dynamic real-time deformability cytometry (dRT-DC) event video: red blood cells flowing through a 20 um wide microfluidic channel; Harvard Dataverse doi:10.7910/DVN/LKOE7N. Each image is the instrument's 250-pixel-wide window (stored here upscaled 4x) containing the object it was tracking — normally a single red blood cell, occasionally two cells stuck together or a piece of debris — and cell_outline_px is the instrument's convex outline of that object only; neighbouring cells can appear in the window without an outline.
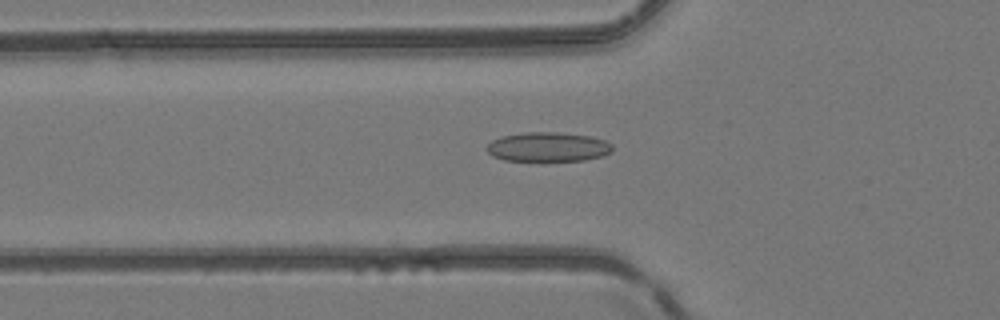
{"species": "common noctule bat (a hibernating species)", "species_latin": "Nyctalus noctula", "temperature_condition": "room temperature", "stored_images_in_passage": 51, "camera_frame_rate_fps": 3000, "um_per_image_px": 0.085, "animal": {"sex": "female", "body_mass_g": 24.6, "forearm_length_mm": 56.2}, "frame": {"image": 1, "passage_image": 18, "time_ms": 5.667, "image_size_px": [1000, 320], "cell_outline_px": [[612, 152], [604, 156], [584, 160], [540, 164], [504, 160], [492, 156], [484, 148], [492, 140], [500, 136], [524, 132], [556, 132], [592, 136], [604, 140], [612, 144]], "centroid_in_image_um": [46.55, 12.54], "position_along_channel_um": 79.3, "area_um2": 22.77}}
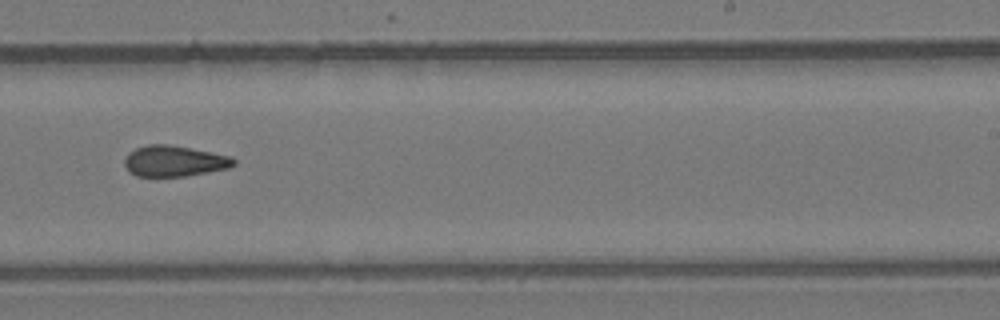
{"frame": {"image": 2, "passage_image": 32, "time_ms": 10.333, "image_size_px": [1000, 320], "cell_outline_px": [[236, 164], [228, 168], [184, 176], [136, 176], [128, 172], [124, 164], [124, 160], [128, 152], [136, 148], [148, 144], [168, 144], [212, 152], [232, 156], [236, 160]], "centroid_in_image_um": [14.79, 13.68], "position_along_channel_um": 274.2, "area_um2": 19.71}}
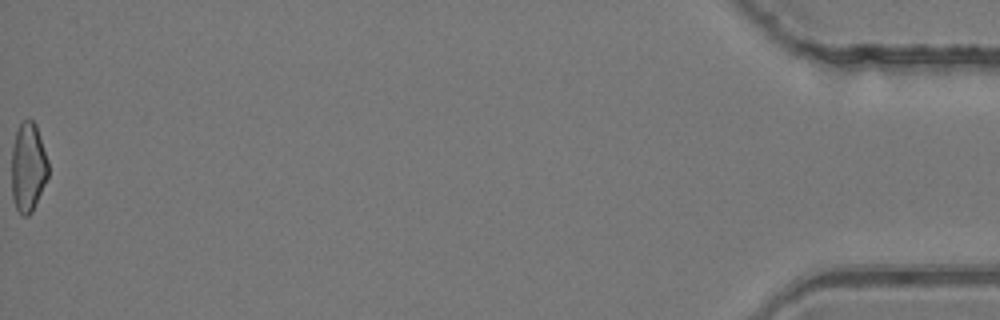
{"frame": {"image": 3, "passage_image": 51, "time_ms": 16.667, "image_size_px": [1000, 320], "cell_outline_px": [[48, 176], [32, 212], [28, 216], [24, 216], [16, 208], [12, 196], [12, 148], [16, 132], [20, 124], [28, 116], [36, 124], [48, 160]], "centroid_in_image_um": [2.39, 14.19], "position_along_channel_um": 432.8, "area_um2": 19.02}, "authors_computed_cell_mechanics": {"area_um2": 20.0566, "velocity_mm_per_s": 4.16, "shape_relaxation_time_tau1_ms": null, "shape_relaxation_time_tau2_ms": 4.8067, "deformation_change_tau1": null, "deformation_change_tau2": 0.1349}}